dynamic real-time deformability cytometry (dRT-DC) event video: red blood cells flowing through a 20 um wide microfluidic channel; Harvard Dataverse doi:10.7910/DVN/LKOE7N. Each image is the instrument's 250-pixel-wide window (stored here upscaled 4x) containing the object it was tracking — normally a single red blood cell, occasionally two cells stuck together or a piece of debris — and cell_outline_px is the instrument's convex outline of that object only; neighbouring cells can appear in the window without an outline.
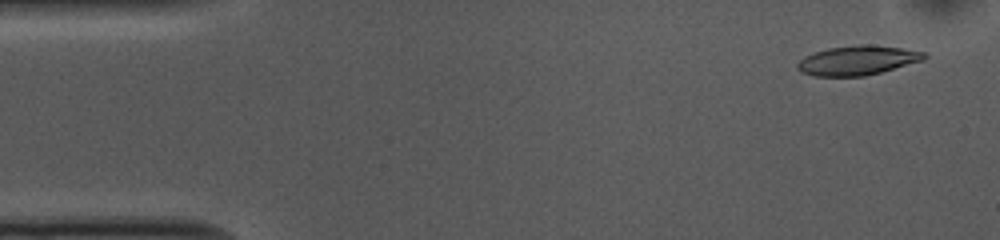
{"species": "common noctule bat (a hibernating species)", "species_latin": "Nyctalus noctula", "temperature_condition": "cold", "stored_images_in_passage": 53, "camera_frame_rate_fps": 3000, "um_per_image_px": 0.085, "animal": {"sex": "female", "body_mass_g": 10.0, "forearm_length_mm": 53.1}, "frame": {"image": 1, "passage_image": 3, "time_ms": 0.667, "image_size_px": [1000, 240], "cell_outline_px": [[928, 56], [924, 60], [880, 72], [864, 76], [812, 76], [800, 72], [796, 68], [796, 64], [804, 56], [812, 52], [828, 48], [856, 44], [872, 44], [900, 48], [924, 52]], "centroid_in_image_um": [72.84, 5.12], "position_along_channel_um": 12.2, "area_um2": 21.91}}
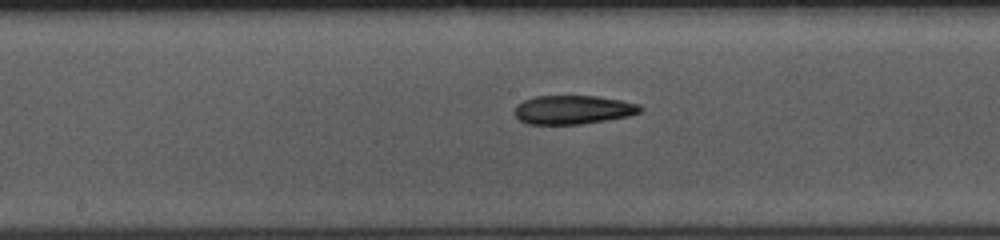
{"frame": {"image": 2, "passage_image": 26, "time_ms": 8.333, "image_size_px": [1000, 240], "cell_outline_px": [[644, 108], [640, 112], [628, 116], [580, 124], [528, 124], [520, 120], [516, 116], [516, 104], [524, 100], [536, 96], [596, 96], [620, 100], [640, 104]], "centroid_in_image_um": [48.72, 9.32], "position_along_channel_um": 199.5, "area_um2": 20.92}}
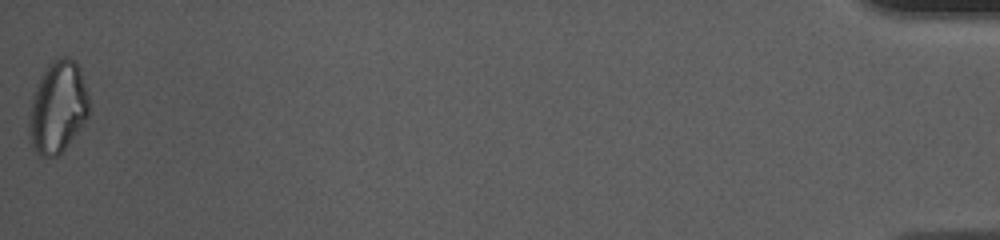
{"frame": {"image": 3, "passage_image": 53, "time_ms": 17.333, "image_size_px": [1000, 240], "cell_outline_px": [[88, 116], [64, 148], [56, 156], [40, 156], [32, 148], [28, 132], [28, 120], [32, 96], [40, 76], [48, 64], [52, 60], [60, 56], [68, 56], [76, 60], [80, 68], [88, 92]], "centroid_in_image_um": [4.89, 9.06], "position_along_channel_um": 430.3, "area_um2": 32.19}, "authors_computed_cell_mechanics": {"area_um2": 22.0796, "velocity_mm_per_s": 3.6929, "shape_relaxation_time_tau1_ms": 6.0082, "shape_relaxation_time_tau2_ms": 6.1315, "deformation_change_tau1": 0.163, "deformation_change_tau2": 0.1601}}